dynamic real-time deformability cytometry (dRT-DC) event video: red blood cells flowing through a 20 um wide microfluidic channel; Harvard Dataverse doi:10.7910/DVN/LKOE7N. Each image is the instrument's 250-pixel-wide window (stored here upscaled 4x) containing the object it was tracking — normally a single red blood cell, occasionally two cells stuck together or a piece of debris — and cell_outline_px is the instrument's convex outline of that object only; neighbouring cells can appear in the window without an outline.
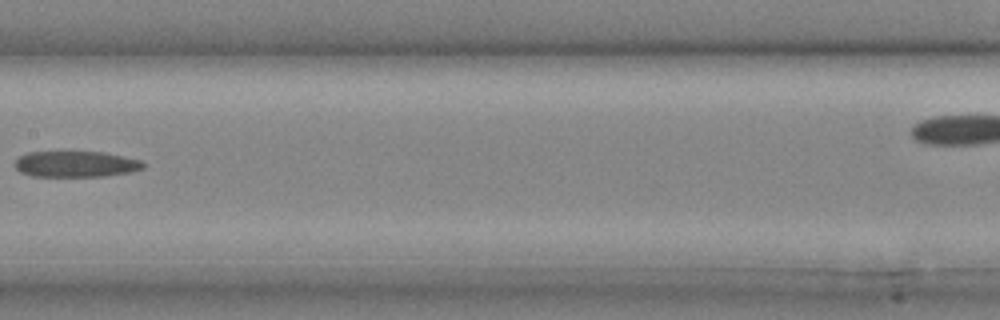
{"species": "common noctule bat (a hibernating species)", "species_latin": "Nyctalus noctula", "temperature_condition": "cold", "stored_images_in_passage": 16, "camera_frame_rate_fps": 3000, "um_per_image_px": 0.085, "animal": {"sex": "male", "body_mass_g": 20.4}, "frame": {"image": 1, "passage_image": 12, "time_ms": 3.667, "image_size_px": [1000, 320], "cell_outline_px": [[144, 168], [132, 172], [104, 176], [32, 176], [20, 172], [12, 164], [20, 156], [28, 152], [104, 152], [140, 160], [144, 164]], "centroid_in_image_um": [6.43, 13.95], "position_along_channel_um": 201.0, "area_um2": 19.42}}
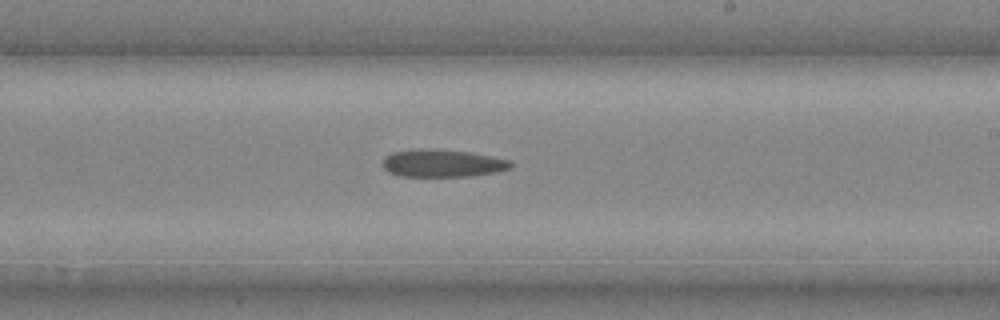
{"frame": {"image": 2, "passage_image": 14, "time_ms": 4.333, "image_size_px": [1000, 320], "cell_outline_px": [[512, 168], [496, 172], [472, 176], [400, 176], [388, 172], [380, 164], [384, 156], [392, 152], [416, 148], [472, 152], [508, 160], [512, 164]], "centroid_in_image_um": [37.55, 13.87], "position_along_channel_um": 251.5, "area_um2": 20.69}}
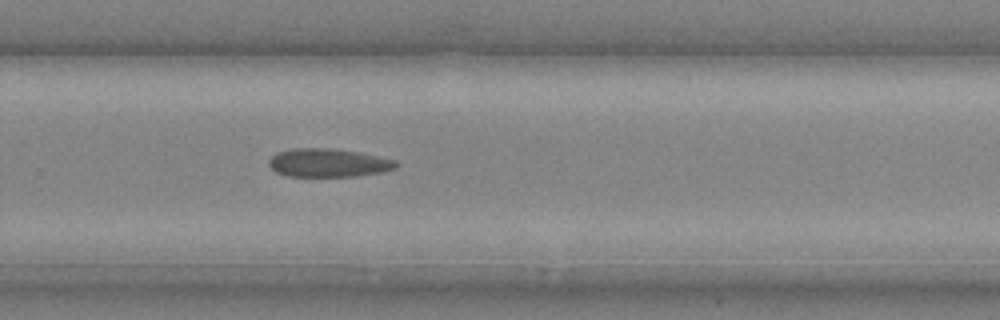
{"frame": {"image": 3, "passage_image": 16, "time_ms": 5.0, "image_size_px": [1000, 320], "cell_outline_px": [[400, 164], [396, 168], [380, 172], [356, 176], [288, 176], [276, 172], [268, 164], [268, 160], [276, 152], [292, 148], [332, 148], [356, 152], [396, 160]], "centroid_in_image_um": [27.88, 13.83], "position_along_channel_um": 301.9, "area_um2": 20.98}}